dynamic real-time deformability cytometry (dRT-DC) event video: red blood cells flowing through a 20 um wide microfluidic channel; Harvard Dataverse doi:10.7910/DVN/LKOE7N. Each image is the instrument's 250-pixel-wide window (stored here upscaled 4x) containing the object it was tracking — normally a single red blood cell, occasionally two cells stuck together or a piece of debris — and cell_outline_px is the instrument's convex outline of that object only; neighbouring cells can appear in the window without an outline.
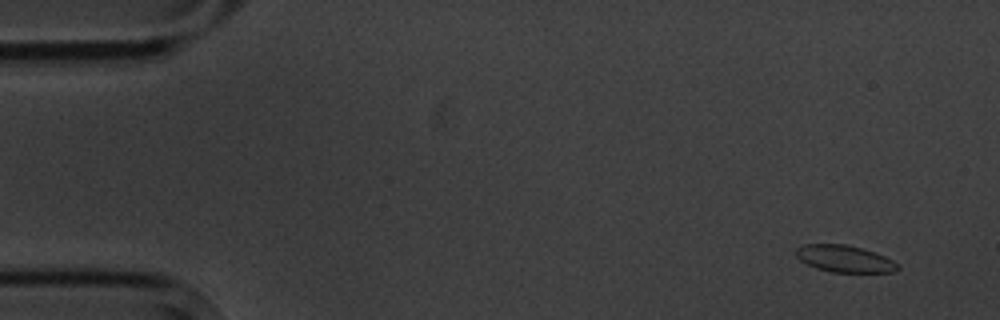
{"species": "common noctule bat (a hibernating species)", "species_latin": "Nyctalus noctula", "temperature_condition": "cold", "stored_images_in_passage": 5, "camera_frame_rate_fps": 3000, "um_per_image_px": 0.085, "animal": {"sex": "male", "body_mass_g": 20.1, "forearm_length_mm": 53.5}, "frame": {"image": 1, "passage_image": 1, "time_ms": 0.0, "image_size_px": [1000, 320], "cell_outline_px": [[900, 268], [896, 272], [832, 272], [816, 268], [800, 260], [796, 256], [796, 248], [804, 244], [844, 244], [876, 252], [892, 260]], "centroid_in_image_um": [71.78, 21.99], "position_along_channel_um": 13.2, "area_um2": 15.84}}
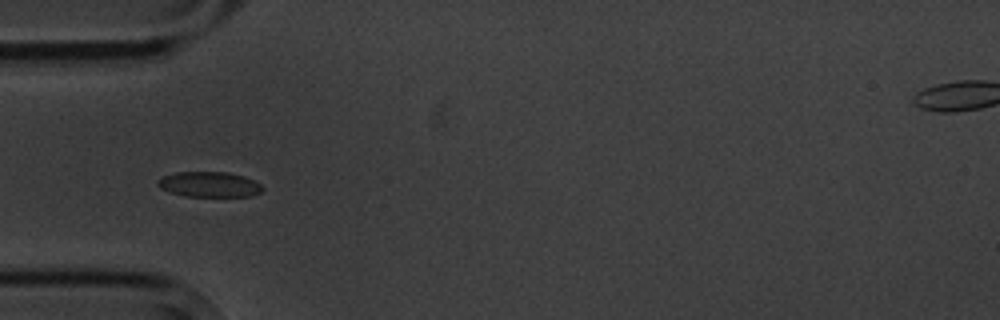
{"frame": {"image": 2, "passage_image": 5, "time_ms": 4.667, "image_size_px": [1000, 320], "cell_outline_px": [[264, 188], [260, 192], [252, 196], [184, 196], [160, 188], [156, 184], [156, 180], [164, 176], [176, 172], [228, 172], [244, 176], [260, 184]], "centroid_in_image_um": [17.78, 15.67], "position_along_channel_um": 67.2, "area_um2": 15.37}}